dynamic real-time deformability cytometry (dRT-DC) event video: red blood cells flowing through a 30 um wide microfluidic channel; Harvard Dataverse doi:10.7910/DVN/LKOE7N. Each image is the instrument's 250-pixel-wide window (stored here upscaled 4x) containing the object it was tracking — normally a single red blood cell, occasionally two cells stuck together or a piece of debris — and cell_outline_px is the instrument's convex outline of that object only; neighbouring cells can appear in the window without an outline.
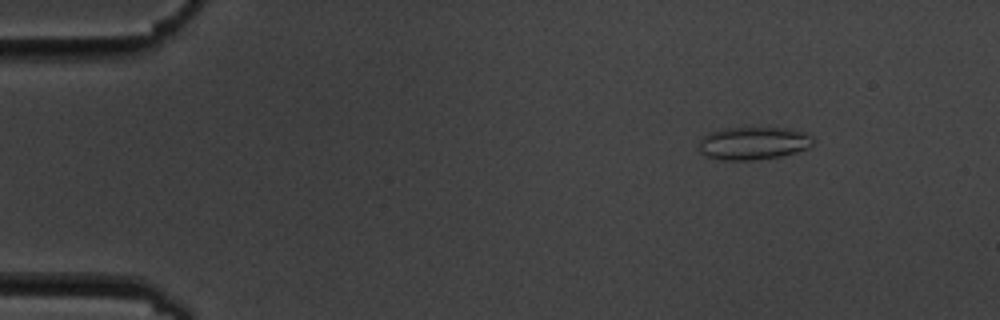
{"species": "common noctule bat (a hibernating species)", "species_latin": "Nyctalus noctula", "temperature_condition": "cold", "stored_images_in_passage": 5, "camera_frame_rate_fps": 3000, "um_per_image_px": 0.085, "animal": {"sex": "male", "body_mass_g": 19.5, "forearm_length_mm": 54.6}, "frame": {"image": 1, "passage_image": 2, "time_ms": 1.333, "image_size_px": [1000, 320], "cell_outline_px": [[812, 144], [808, 148], [796, 152], [780, 156], [756, 160], [724, 160], [708, 156], [700, 152], [700, 140], [708, 132], [720, 128], [748, 124], [788, 128], [804, 132], [812, 136]], "centroid_in_image_um": [64.03, 12.1], "position_along_channel_um": 21.0, "area_um2": 22.77}}
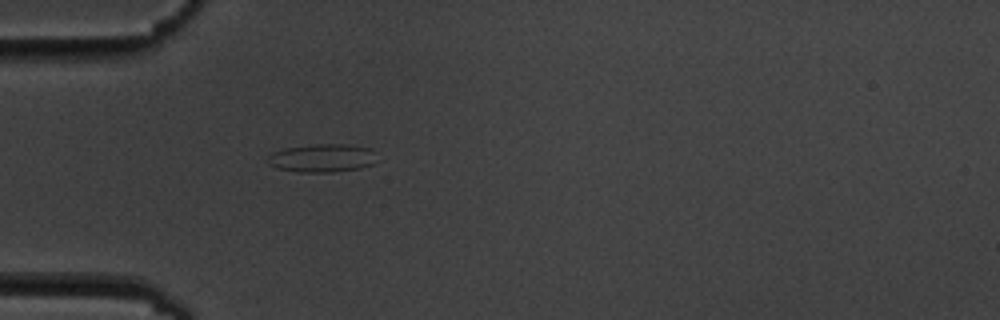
{"frame": {"image": 2, "passage_image": 5, "time_ms": 4.667, "image_size_px": [1000, 320], "cell_outline_px": [[376, 164], [360, 168], [332, 172], [296, 172], [276, 168], [268, 164], [268, 156], [272, 152], [284, 148], [316, 144], [348, 144], [372, 148]], "centroid_in_image_um": [27.38, 13.43], "position_along_channel_um": 57.6, "area_um2": 18.15}}